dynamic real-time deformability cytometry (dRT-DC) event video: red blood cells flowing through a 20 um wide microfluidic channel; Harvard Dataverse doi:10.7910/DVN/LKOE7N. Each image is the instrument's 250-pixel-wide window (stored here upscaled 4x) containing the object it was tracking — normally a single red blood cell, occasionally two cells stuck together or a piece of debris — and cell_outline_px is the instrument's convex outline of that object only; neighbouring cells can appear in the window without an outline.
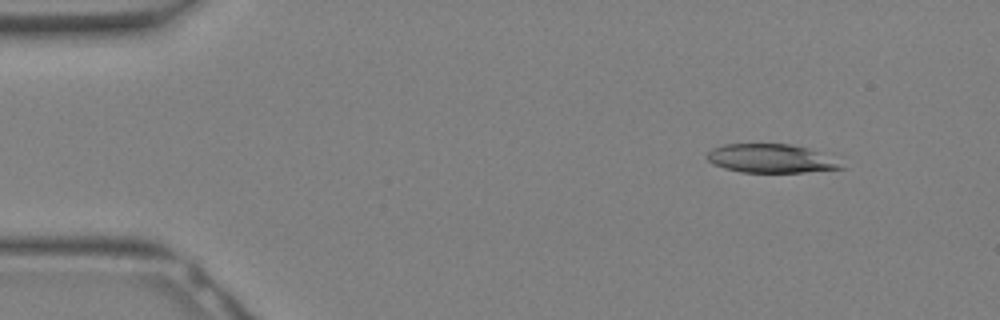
{"species": "Egyptian fruit bat (a non-hibernating species)", "species_latin": "Rousettus aegyptiacus", "temperature_condition": "warm", "stored_images_in_passage": 11, "camera_frame_rate_fps": 3000, "um_per_image_px": 0.085, "animal": {"sex": "female"}, "frame": {"image": 1, "passage_image": 3, "time_ms": 0.667, "image_size_px": [1000, 320], "cell_outline_px": [[844, 168], [804, 172], [740, 172], [724, 168], [712, 164], [704, 156], [712, 148], [724, 144], [792, 144], [808, 148], [816, 152]], "centroid_in_image_um": [65.34, 13.47], "position_along_channel_um": 19.7, "area_um2": 21.85}}
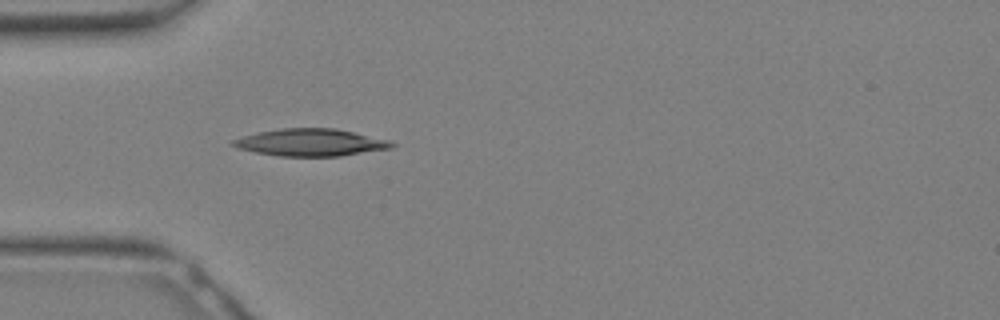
{"frame": {"image": 2, "passage_image": 9, "time_ms": 2.667, "image_size_px": [1000, 320], "cell_outline_px": [[396, 144], [392, 148], [340, 156], [280, 156], [256, 152], [240, 148], [232, 144], [232, 140], [244, 136], [260, 132], [280, 128], [336, 128], [388, 140]], "centroid_in_image_um": [26.44, 12.11], "position_along_channel_um": 58.6, "area_um2": 24.85}}
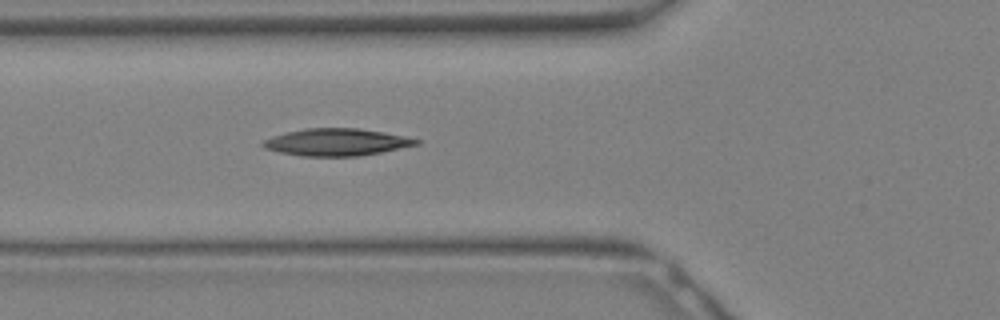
{"frame": {"image": 3, "passage_image": 11, "time_ms": 3.333, "image_size_px": [1000, 320], "cell_outline_px": [[420, 144], [380, 152], [356, 156], [300, 156], [280, 152], [264, 148], [260, 144], [264, 140], [272, 136], [284, 132], [304, 128], [360, 128], [408, 136], [420, 140]], "centroid_in_image_um": [28.59, 12.07], "position_along_channel_um": 97.2, "area_um2": 24.39}}